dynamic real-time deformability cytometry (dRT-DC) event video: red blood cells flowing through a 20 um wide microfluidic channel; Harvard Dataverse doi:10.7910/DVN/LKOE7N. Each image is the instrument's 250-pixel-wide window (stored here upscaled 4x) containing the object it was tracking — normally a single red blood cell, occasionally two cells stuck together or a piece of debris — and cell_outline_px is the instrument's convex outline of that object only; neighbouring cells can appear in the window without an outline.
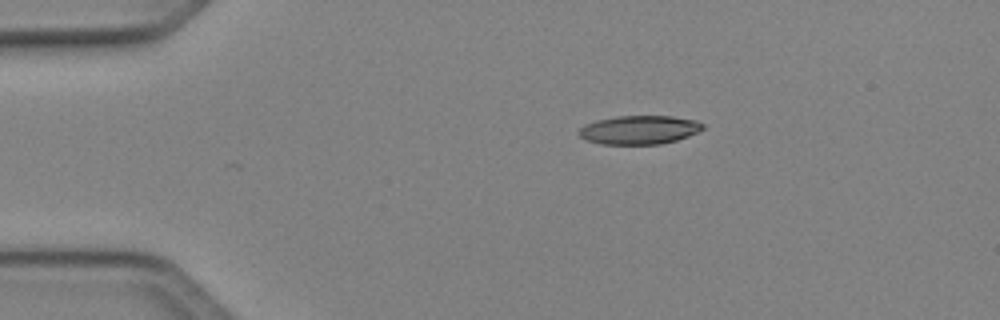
{"species": "Egyptian fruit bat (a non-hibernating species)", "species_latin": "Rousettus aegyptiacus", "temperature_condition": "cold", "stored_images_in_passage": 41, "camera_frame_rate_fps": 3000, "um_per_image_px": 0.085, "animal": {"sex": "female"}, "frame": {"image": 1, "passage_image": 1, "time_ms": 0.0, "image_size_px": [1000, 320], "cell_outline_px": [[704, 128], [688, 136], [676, 140], [660, 144], [600, 144], [588, 140], [580, 136], [576, 132], [584, 124], [596, 120], [616, 116], [672, 116], [696, 120], [704, 124]], "centroid_in_image_um": [54.31, 11.03], "position_along_channel_um": 30.7, "area_um2": 20.75}}
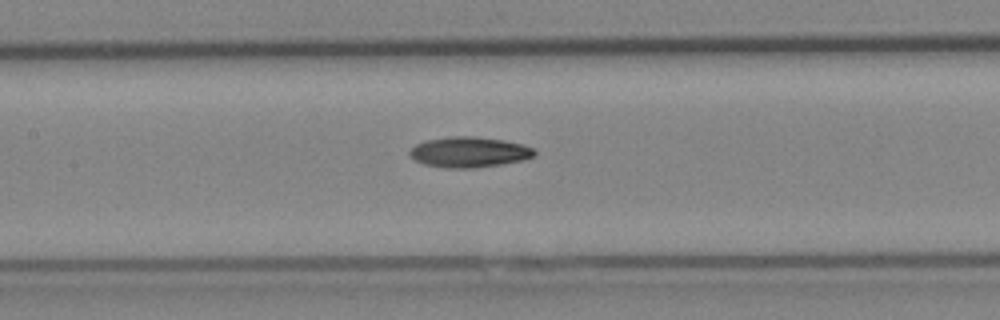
{"frame": {"image": 2, "passage_image": 15, "time_ms": 4.667, "image_size_px": [1000, 320], "cell_outline_px": [[536, 156], [524, 160], [500, 164], [472, 168], [444, 168], [424, 164], [416, 160], [408, 152], [416, 144], [424, 140], [448, 136], [476, 136], [504, 140], [524, 144], [536, 148]], "centroid_in_image_um": [39.92, 12.91], "position_along_channel_um": 167.5, "area_um2": 22.43}}
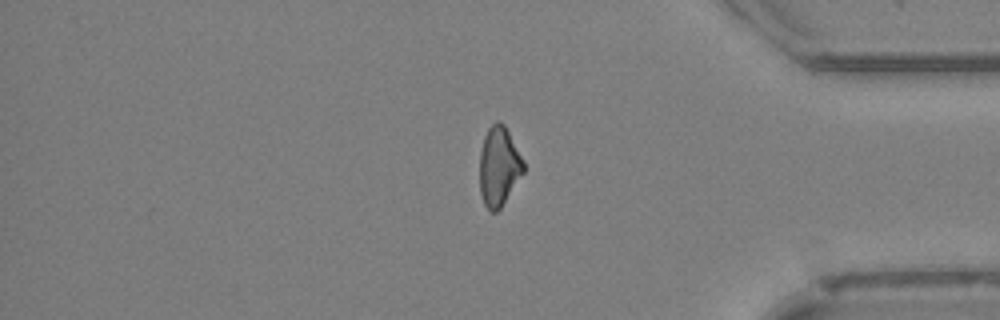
{"frame": {"image": 3, "passage_image": 33, "time_ms": 10.667, "image_size_px": [1000, 320], "cell_outline_px": [[524, 172], [500, 208], [496, 212], [492, 212], [484, 204], [480, 192], [480, 152], [484, 136], [488, 128], [496, 120], [500, 120], [504, 124], [524, 160]], "centroid_in_image_um": [42.4, 14.11], "position_along_channel_um": 392.8, "area_um2": 20.23}, "authors_computed_cell_mechanics": {"area_um2": 21.1548, "velocity_mm_per_s": 4.1261, "shape_relaxation_time_tau1_ms": 10.8206, "shape_relaxation_time_tau2_ms": null, "deformation_change_tau1": 0.2308, "deformation_change_tau2": null}}